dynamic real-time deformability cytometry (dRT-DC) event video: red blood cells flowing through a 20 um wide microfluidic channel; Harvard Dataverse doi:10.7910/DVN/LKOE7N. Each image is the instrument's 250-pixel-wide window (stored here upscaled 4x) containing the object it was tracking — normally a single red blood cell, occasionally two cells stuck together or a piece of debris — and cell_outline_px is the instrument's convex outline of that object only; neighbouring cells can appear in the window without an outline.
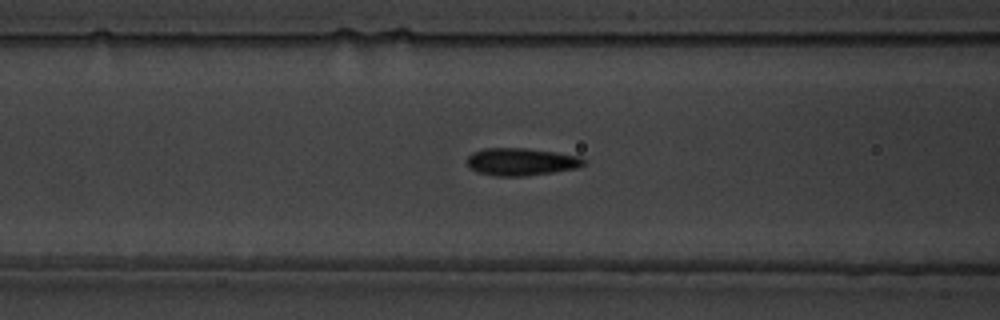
{"species": "common noctule bat (a hibernating species)", "species_latin": "Nyctalus noctula", "temperature_condition": "warm", "stored_images_in_passage": 51, "camera_frame_rate_fps": 3000, "um_per_image_px": 0.085, "animal": {"sex": "male", "body_mass_g": 19.5, "forearm_length_mm": 54.6}, "frame": {"image": 1, "passage_image": 16, "time_ms": 5.0, "image_size_px": [1000, 320], "cell_outline_px": [[588, 164], [576, 168], [552, 172], [524, 176], [496, 176], [476, 172], [468, 168], [464, 160], [472, 152], [484, 148], [524, 148], [556, 152], [580, 156], [588, 160]], "centroid_in_image_um": [44.28, 13.75], "position_along_channel_um": 122.3, "area_um2": 19.07}}
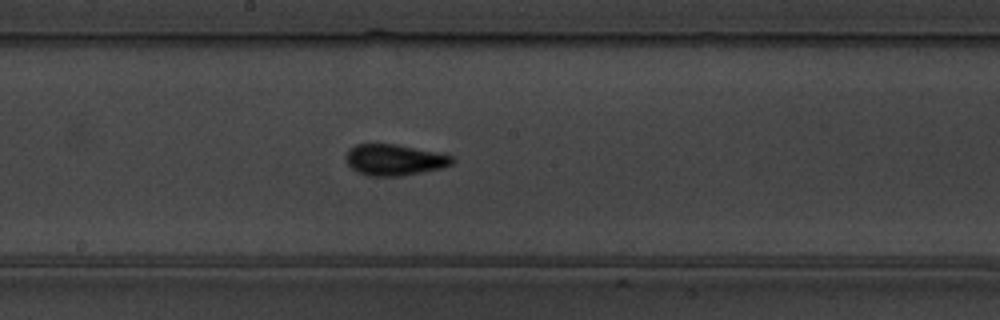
{"frame": {"image": 2, "passage_image": 24, "time_ms": 7.667, "image_size_px": [1000, 320], "cell_outline_px": [[456, 160], [452, 164], [444, 168], [400, 176], [372, 176], [360, 172], [352, 168], [348, 164], [348, 148], [356, 144], [396, 144], [436, 152], [452, 156]], "centroid_in_image_um": [33.58, 13.58], "position_along_channel_um": 214.6, "area_um2": 19.07}}
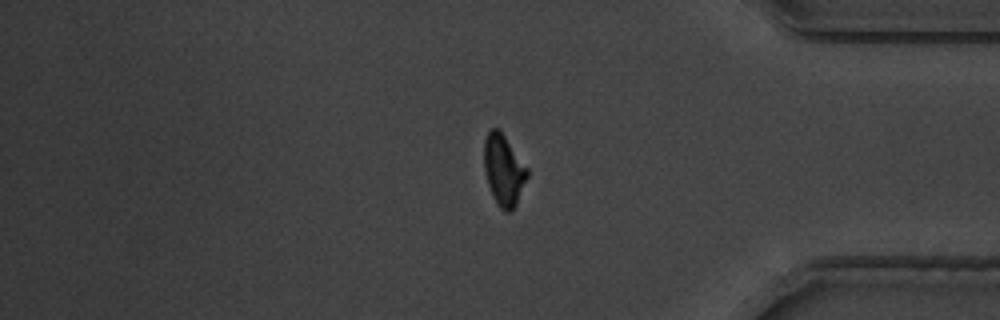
{"frame": {"image": 3, "passage_image": 41, "time_ms": 13.333, "image_size_px": [1000, 320], "cell_outline_px": [[528, 176], [516, 204], [508, 212], [504, 212], [500, 208], [492, 196], [488, 184], [484, 168], [484, 140], [488, 132], [492, 128], [500, 128], [528, 168]], "centroid_in_image_um": [42.81, 14.42], "position_along_channel_um": 392.4, "area_um2": 17.92}, "authors_computed_cell_mechanics": {"area_um2": 18.3226, "velocity_mm_per_s": 3.4662, "shape_relaxation_time_tau1_ms": 3.6513, "shape_relaxation_time_tau2_ms": 1.4603, "deformation_change_tau1": 0.1594, "deformation_change_tau2": 0.0746}}